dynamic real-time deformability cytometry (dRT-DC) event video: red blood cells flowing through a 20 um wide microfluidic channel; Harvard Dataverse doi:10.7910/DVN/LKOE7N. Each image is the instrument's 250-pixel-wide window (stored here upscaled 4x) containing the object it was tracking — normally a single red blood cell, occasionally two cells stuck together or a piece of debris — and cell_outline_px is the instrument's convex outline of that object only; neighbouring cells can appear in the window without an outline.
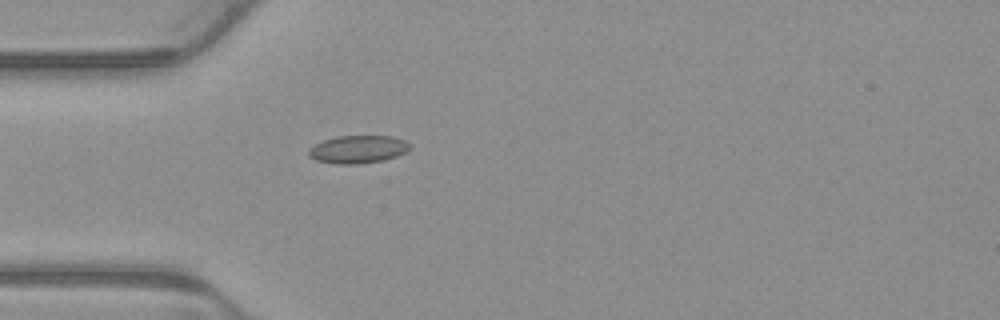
{"species": "common noctule bat (a hibernating species)", "species_latin": "Nyctalus noctula", "temperature_condition": "warm", "stored_images_in_passage": 3, "camera_frame_rate_fps": 3000, "um_per_image_px": 0.085, "animal": {"sex": "male", "body_mass_g": 23.1, "forearm_length_mm": 52.7}, "frame": {"image": 1, "passage_image": 3, "time_ms": 0.667, "image_size_px": [1000, 320], "cell_outline_px": [[412, 148], [396, 156], [384, 160], [360, 164], [336, 164], [316, 160], [308, 156], [308, 152], [316, 144], [324, 140], [336, 136], [392, 136], [404, 140], [412, 144]], "centroid_in_image_um": [30.46, 12.69], "position_along_channel_um": 54.5, "area_um2": 16.42}}